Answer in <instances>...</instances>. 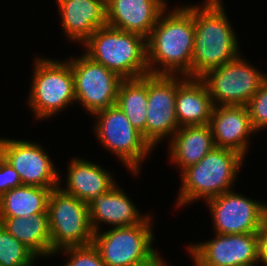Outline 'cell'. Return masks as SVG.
<instances>
[{
	"mask_svg": "<svg viewBox=\"0 0 267 266\" xmlns=\"http://www.w3.org/2000/svg\"><path fill=\"white\" fill-rule=\"evenodd\" d=\"M84 54L117 73L122 79H135L149 74L146 38L105 25L84 43Z\"/></svg>",
	"mask_w": 267,
	"mask_h": 266,
	"instance_id": "cell-3",
	"label": "cell"
},
{
	"mask_svg": "<svg viewBox=\"0 0 267 266\" xmlns=\"http://www.w3.org/2000/svg\"><path fill=\"white\" fill-rule=\"evenodd\" d=\"M200 79L206 84L214 106H246L267 79V74L261 73L239 55L208 71Z\"/></svg>",
	"mask_w": 267,
	"mask_h": 266,
	"instance_id": "cell-9",
	"label": "cell"
},
{
	"mask_svg": "<svg viewBox=\"0 0 267 266\" xmlns=\"http://www.w3.org/2000/svg\"><path fill=\"white\" fill-rule=\"evenodd\" d=\"M51 250L93 243L94 230L88 205L59 187L51 190L47 206Z\"/></svg>",
	"mask_w": 267,
	"mask_h": 266,
	"instance_id": "cell-6",
	"label": "cell"
},
{
	"mask_svg": "<svg viewBox=\"0 0 267 266\" xmlns=\"http://www.w3.org/2000/svg\"><path fill=\"white\" fill-rule=\"evenodd\" d=\"M68 61L74 76L76 100L87 113L92 115L116 104L118 88L123 80L117 73L85 54Z\"/></svg>",
	"mask_w": 267,
	"mask_h": 266,
	"instance_id": "cell-10",
	"label": "cell"
},
{
	"mask_svg": "<svg viewBox=\"0 0 267 266\" xmlns=\"http://www.w3.org/2000/svg\"><path fill=\"white\" fill-rule=\"evenodd\" d=\"M41 186L21 185L0 196V218L29 217L47 212L51 190Z\"/></svg>",
	"mask_w": 267,
	"mask_h": 266,
	"instance_id": "cell-23",
	"label": "cell"
},
{
	"mask_svg": "<svg viewBox=\"0 0 267 266\" xmlns=\"http://www.w3.org/2000/svg\"><path fill=\"white\" fill-rule=\"evenodd\" d=\"M222 0H205L194 6V46L191 78H201L238 57L240 49Z\"/></svg>",
	"mask_w": 267,
	"mask_h": 266,
	"instance_id": "cell-2",
	"label": "cell"
},
{
	"mask_svg": "<svg viewBox=\"0 0 267 266\" xmlns=\"http://www.w3.org/2000/svg\"><path fill=\"white\" fill-rule=\"evenodd\" d=\"M38 257L0 224V266H33Z\"/></svg>",
	"mask_w": 267,
	"mask_h": 266,
	"instance_id": "cell-25",
	"label": "cell"
},
{
	"mask_svg": "<svg viewBox=\"0 0 267 266\" xmlns=\"http://www.w3.org/2000/svg\"><path fill=\"white\" fill-rule=\"evenodd\" d=\"M195 266H241L259 263V234H217L187 246Z\"/></svg>",
	"mask_w": 267,
	"mask_h": 266,
	"instance_id": "cell-13",
	"label": "cell"
},
{
	"mask_svg": "<svg viewBox=\"0 0 267 266\" xmlns=\"http://www.w3.org/2000/svg\"><path fill=\"white\" fill-rule=\"evenodd\" d=\"M213 101L206 84L200 78H186L176 94V119L180 127L210 123Z\"/></svg>",
	"mask_w": 267,
	"mask_h": 266,
	"instance_id": "cell-20",
	"label": "cell"
},
{
	"mask_svg": "<svg viewBox=\"0 0 267 266\" xmlns=\"http://www.w3.org/2000/svg\"><path fill=\"white\" fill-rule=\"evenodd\" d=\"M252 127L255 131L267 127V79L246 104Z\"/></svg>",
	"mask_w": 267,
	"mask_h": 266,
	"instance_id": "cell-27",
	"label": "cell"
},
{
	"mask_svg": "<svg viewBox=\"0 0 267 266\" xmlns=\"http://www.w3.org/2000/svg\"><path fill=\"white\" fill-rule=\"evenodd\" d=\"M147 75L146 141L152 148L179 129L176 119L177 87L187 78L179 75Z\"/></svg>",
	"mask_w": 267,
	"mask_h": 266,
	"instance_id": "cell-11",
	"label": "cell"
},
{
	"mask_svg": "<svg viewBox=\"0 0 267 266\" xmlns=\"http://www.w3.org/2000/svg\"><path fill=\"white\" fill-rule=\"evenodd\" d=\"M93 115L97 120L94 130L98 140L137 175L143 159L153 148L116 104Z\"/></svg>",
	"mask_w": 267,
	"mask_h": 266,
	"instance_id": "cell-8",
	"label": "cell"
},
{
	"mask_svg": "<svg viewBox=\"0 0 267 266\" xmlns=\"http://www.w3.org/2000/svg\"><path fill=\"white\" fill-rule=\"evenodd\" d=\"M22 185L18 172L0 156V196Z\"/></svg>",
	"mask_w": 267,
	"mask_h": 266,
	"instance_id": "cell-28",
	"label": "cell"
},
{
	"mask_svg": "<svg viewBox=\"0 0 267 266\" xmlns=\"http://www.w3.org/2000/svg\"><path fill=\"white\" fill-rule=\"evenodd\" d=\"M36 59L28 103L36 118L48 119L76 101L74 76L69 61Z\"/></svg>",
	"mask_w": 267,
	"mask_h": 266,
	"instance_id": "cell-5",
	"label": "cell"
},
{
	"mask_svg": "<svg viewBox=\"0 0 267 266\" xmlns=\"http://www.w3.org/2000/svg\"><path fill=\"white\" fill-rule=\"evenodd\" d=\"M0 156L18 172L22 185L59 187V172L42 145L0 138Z\"/></svg>",
	"mask_w": 267,
	"mask_h": 266,
	"instance_id": "cell-14",
	"label": "cell"
},
{
	"mask_svg": "<svg viewBox=\"0 0 267 266\" xmlns=\"http://www.w3.org/2000/svg\"><path fill=\"white\" fill-rule=\"evenodd\" d=\"M116 184L109 171L90 161L73 158L68 166L65 193L83 200L87 205Z\"/></svg>",
	"mask_w": 267,
	"mask_h": 266,
	"instance_id": "cell-19",
	"label": "cell"
},
{
	"mask_svg": "<svg viewBox=\"0 0 267 266\" xmlns=\"http://www.w3.org/2000/svg\"><path fill=\"white\" fill-rule=\"evenodd\" d=\"M256 264H251V265H241V266H255Z\"/></svg>",
	"mask_w": 267,
	"mask_h": 266,
	"instance_id": "cell-31",
	"label": "cell"
},
{
	"mask_svg": "<svg viewBox=\"0 0 267 266\" xmlns=\"http://www.w3.org/2000/svg\"><path fill=\"white\" fill-rule=\"evenodd\" d=\"M147 75L120 82L116 105L146 140Z\"/></svg>",
	"mask_w": 267,
	"mask_h": 266,
	"instance_id": "cell-24",
	"label": "cell"
},
{
	"mask_svg": "<svg viewBox=\"0 0 267 266\" xmlns=\"http://www.w3.org/2000/svg\"><path fill=\"white\" fill-rule=\"evenodd\" d=\"M170 139V161H174L181 172L198 163L215 148L209 124L180 127Z\"/></svg>",
	"mask_w": 267,
	"mask_h": 266,
	"instance_id": "cell-21",
	"label": "cell"
},
{
	"mask_svg": "<svg viewBox=\"0 0 267 266\" xmlns=\"http://www.w3.org/2000/svg\"><path fill=\"white\" fill-rule=\"evenodd\" d=\"M215 147L227 148L245 157L253 129L246 106H214L210 123Z\"/></svg>",
	"mask_w": 267,
	"mask_h": 266,
	"instance_id": "cell-16",
	"label": "cell"
},
{
	"mask_svg": "<svg viewBox=\"0 0 267 266\" xmlns=\"http://www.w3.org/2000/svg\"><path fill=\"white\" fill-rule=\"evenodd\" d=\"M62 27L69 40L84 43L107 25L106 0H57Z\"/></svg>",
	"mask_w": 267,
	"mask_h": 266,
	"instance_id": "cell-17",
	"label": "cell"
},
{
	"mask_svg": "<svg viewBox=\"0 0 267 266\" xmlns=\"http://www.w3.org/2000/svg\"><path fill=\"white\" fill-rule=\"evenodd\" d=\"M131 266H168L165 261L156 252L151 258L144 262Z\"/></svg>",
	"mask_w": 267,
	"mask_h": 266,
	"instance_id": "cell-30",
	"label": "cell"
},
{
	"mask_svg": "<svg viewBox=\"0 0 267 266\" xmlns=\"http://www.w3.org/2000/svg\"><path fill=\"white\" fill-rule=\"evenodd\" d=\"M244 159L234 150L215 147L198 163L182 171L176 205L185 206L199 198L207 201L230 191Z\"/></svg>",
	"mask_w": 267,
	"mask_h": 266,
	"instance_id": "cell-4",
	"label": "cell"
},
{
	"mask_svg": "<svg viewBox=\"0 0 267 266\" xmlns=\"http://www.w3.org/2000/svg\"><path fill=\"white\" fill-rule=\"evenodd\" d=\"M146 46L149 74L191 78L194 6L183 5L170 12L165 9L146 38Z\"/></svg>",
	"mask_w": 267,
	"mask_h": 266,
	"instance_id": "cell-1",
	"label": "cell"
},
{
	"mask_svg": "<svg viewBox=\"0 0 267 266\" xmlns=\"http://www.w3.org/2000/svg\"><path fill=\"white\" fill-rule=\"evenodd\" d=\"M259 234V261L267 266V220L262 224Z\"/></svg>",
	"mask_w": 267,
	"mask_h": 266,
	"instance_id": "cell-29",
	"label": "cell"
},
{
	"mask_svg": "<svg viewBox=\"0 0 267 266\" xmlns=\"http://www.w3.org/2000/svg\"><path fill=\"white\" fill-rule=\"evenodd\" d=\"M166 7L165 0H106L107 25L147 38Z\"/></svg>",
	"mask_w": 267,
	"mask_h": 266,
	"instance_id": "cell-15",
	"label": "cell"
},
{
	"mask_svg": "<svg viewBox=\"0 0 267 266\" xmlns=\"http://www.w3.org/2000/svg\"><path fill=\"white\" fill-rule=\"evenodd\" d=\"M88 209L94 232L100 231L99 222L115 228L139 224L146 217L141 215L117 183L109 191L92 200L88 204Z\"/></svg>",
	"mask_w": 267,
	"mask_h": 266,
	"instance_id": "cell-18",
	"label": "cell"
},
{
	"mask_svg": "<svg viewBox=\"0 0 267 266\" xmlns=\"http://www.w3.org/2000/svg\"><path fill=\"white\" fill-rule=\"evenodd\" d=\"M59 251H63L69 256V260L63 266H106L99 251L93 244L65 247L57 250L55 254Z\"/></svg>",
	"mask_w": 267,
	"mask_h": 266,
	"instance_id": "cell-26",
	"label": "cell"
},
{
	"mask_svg": "<svg viewBox=\"0 0 267 266\" xmlns=\"http://www.w3.org/2000/svg\"><path fill=\"white\" fill-rule=\"evenodd\" d=\"M151 220L147 215L139 224L94 233L92 244L106 266L136 265L156 253L152 245L155 239Z\"/></svg>",
	"mask_w": 267,
	"mask_h": 266,
	"instance_id": "cell-7",
	"label": "cell"
},
{
	"mask_svg": "<svg viewBox=\"0 0 267 266\" xmlns=\"http://www.w3.org/2000/svg\"><path fill=\"white\" fill-rule=\"evenodd\" d=\"M206 202L217 234L258 233L267 220V203L252 200L232 190Z\"/></svg>",
	"mask_w": 267,
	"mask_h": 266,
	"instance_id": "cell-12",
	"label": "cell"
},
{
	"mask_svg": "<svg viewBox=\"0 0 267 266\" xmlns=\"http://www.w3.org/2000/svg\"><path fill=\"white\" fill-rule=\"evenodd\" d=\"M0 224L38 258L54 254L47 212L29 217L0 218Z\"/></svg>",
	"mask_w": 267,
	"mask_h": 266,
	"instance_id": "cell-22",
	"label": "cell"
}]
</instances>
